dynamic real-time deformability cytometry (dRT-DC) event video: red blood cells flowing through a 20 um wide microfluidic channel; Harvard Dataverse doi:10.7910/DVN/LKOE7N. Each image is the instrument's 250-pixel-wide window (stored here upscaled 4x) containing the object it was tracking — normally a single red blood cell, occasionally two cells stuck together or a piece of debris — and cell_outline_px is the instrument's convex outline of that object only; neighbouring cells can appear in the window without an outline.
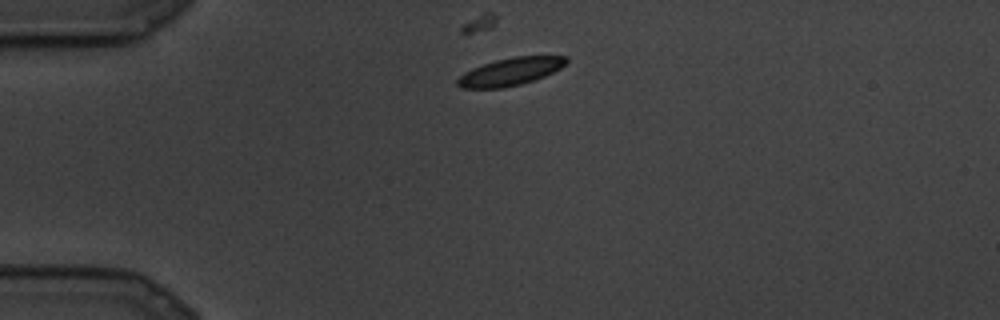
{"species": "common noctule bat (a hibernating species)", "species_latin": "Nyctalus noctula", "temperature_condition": "cold", "stored_images_in_passage": 2, "camera_frame_rate_fps": 3000, "um_per_image_px": 0.085, "animal": {"sex": "male", "body_mass_g": 19.5, "forearm_length_mm": 54.6}, "frame": {"image": 1, "passage_image": 1, "time_ms": 0.0, "image_size_px": [1000, 320], "cell_outline_px": [[568, 60], [560, 68], [544, 76], [520, 84], [504, 88], [460, 88], [456, 84], [456, 80], [464, 72], [472, 68], [496, 60], [512, 56], [568, 56]], "centroid_in_image_um": [43.35, 6.09], "position_along_channel_um": 41.7, "area_um2": 17.4}}